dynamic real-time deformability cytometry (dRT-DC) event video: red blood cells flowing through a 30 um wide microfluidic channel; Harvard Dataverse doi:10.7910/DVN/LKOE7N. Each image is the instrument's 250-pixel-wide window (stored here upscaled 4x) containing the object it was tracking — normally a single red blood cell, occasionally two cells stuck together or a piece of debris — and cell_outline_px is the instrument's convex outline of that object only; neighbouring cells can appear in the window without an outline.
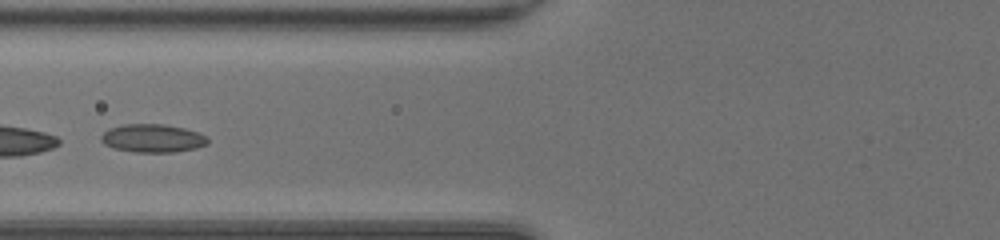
{"species": "common noctule bat (a hibernating species)", "species_latin": "Nyctalus noctula", "temperature_condition": "room temperature", "stored_images_in_passage": 39, "camera_frame_rate_fps": 3000, "um_per_image_px": 0.085, "animal": {"sex": "female", "body_mass_g": 20.0, "forearm_length_mm": 54.0}, "frame": {"image": 1, "passage_image": 13, "time_ms": 4.0, "image_size_px": [1000, 240], "cell_outline_px": [[208, 144], [196, 148], [176, 152], [136, 152], [112, 148], [104, 144], [100, 140], [100, 136], [108, 128], [124, 124], [164, 124], [184, 128], [208, 136]], "centroid_in_image_um": [12.96, 11.75], "position_along_channel_um": 112.8, "area_um2": 17.69}}
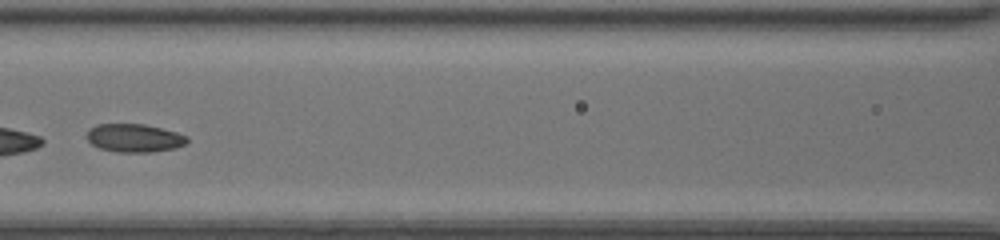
{"frame": {"image": 2, "passage_image": 16, "time_ms": 5.0, "image_size_px": [1000, 240], "cell_outline_px": [[188, 140], [184, 144], [176, 148], [152, 152], [116, 152], [100, 148], [92, 144], [88, 140], [88, 132], [96, 124], [144, 124], [176, 132], [188, 136]], "centroid_in_image_um": [11.44, 11.73], "position_along_channel_um": 155.2, "area_um2": 16.36}, "authors_computed_cell_mechanics": {"area_um2": 17.6868, "velocity_mm_per_s": 4.2109, "shape_relaxation_time_tau1_ms": 3.2279, "shape_relaxation_time_tau2_ms": 2.7456, "deformation_change_tau1": 0.1061, "deformation_change_tau2": 0.0651}}